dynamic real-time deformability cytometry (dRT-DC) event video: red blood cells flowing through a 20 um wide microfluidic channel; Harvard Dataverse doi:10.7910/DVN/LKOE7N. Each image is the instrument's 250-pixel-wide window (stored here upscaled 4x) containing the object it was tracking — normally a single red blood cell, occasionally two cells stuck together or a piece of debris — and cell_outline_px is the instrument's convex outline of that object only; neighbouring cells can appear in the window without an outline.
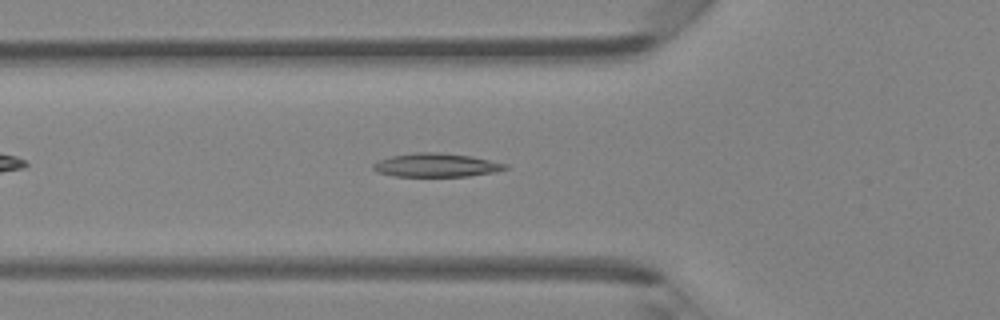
{"species": "Egyptian fruit bat (a non-hibernating species)", "species_latin": "Rousettus aegyptiacus", "temperature_condition": "room temperature", "stored_images_in_passage": 37, "camera_frame_rate_fps": 3000, "um_per_image_px": 0.085, "animal": {"sex": "female"}, "frame": {"image": 1, "passage_image": 7, "time_ms": 2.0, "image_size_px": [1000, 320], "cell_outline_px": [[508, 168], [496, 172], [468, 176], [392, 176], [376, 172], [372, 168], [372, 164], [380, 160], [392, 156], [416, 152], [436, 152], [472, 156], [508, 164]], "centroid_in_image_um": [37.08, 14.04], "position_along_channel_um": 88.7, "area_um2": 18.21}}
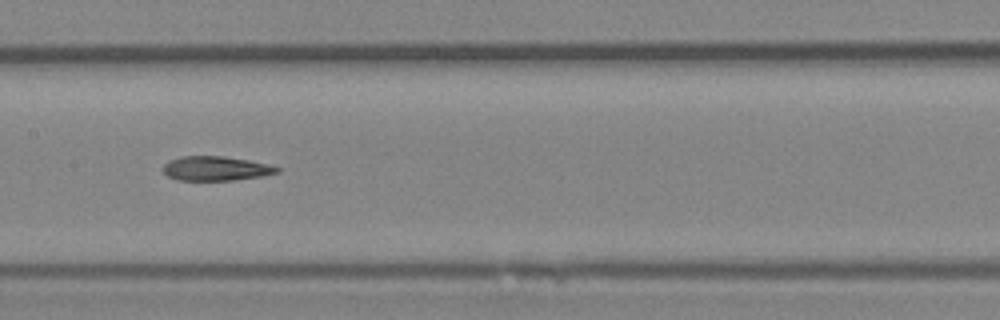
{"frame": {"image": 2, "passage_image": 14, "time_ms": 4.333, "image_size_px": [1000, 320], "cell_outline_px": [[280, 172], [260, 176], [232, 180], [176, 180], [168, 176], [160, 168], [168, 160], [180, 156], [224, 156], [248, 160], [268, 164], [280, 168]], "centroid_in_image_um": [18.29, 14.31], "position_along_channel_um": 189.1, "area_um2": 16.24}}
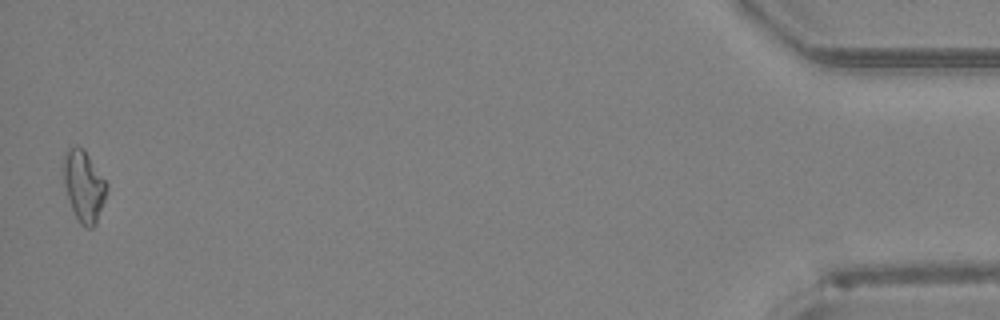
{"frame": {"image": 3, "passage_image": 37, "time_ms": 12.0, "image_size_px": [1000, 320], "cell_outline_px": [[108, 188], [96, 224], [92, 228], [84, 228], [80, 224], [72, 208], [64, 184], [64, 156], [68, 148], [76, 144], [84, 148], [108, 184]], "centroid_in_image_um": [7.14, 15.79], "position_along_channel_um": 428.1, "area_um2": 17.86}}